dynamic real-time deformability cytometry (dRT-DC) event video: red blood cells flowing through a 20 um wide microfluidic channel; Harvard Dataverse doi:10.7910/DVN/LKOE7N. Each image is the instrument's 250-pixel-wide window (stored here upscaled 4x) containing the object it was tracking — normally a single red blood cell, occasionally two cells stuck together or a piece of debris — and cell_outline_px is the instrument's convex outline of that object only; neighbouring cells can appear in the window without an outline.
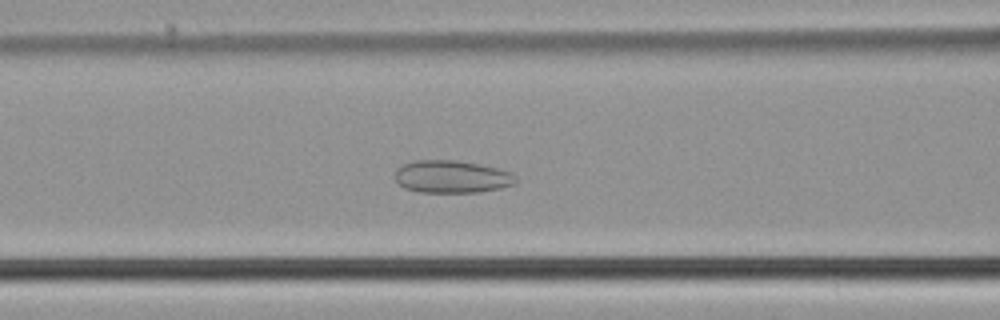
{"species": "common noctule bat (a hibernating species)", "species_latin": "Nyctalus noctula", "temperature_condition": "cold", "stored_images_in_passage": 56, "camera_frame_rate_fps": 3000, "um_per_image_px": 0.085, "animal": {"sex": "male", "body_mass_g": 21.5, "forearm_length_mm": 52.0}, "frame": {"image": 1, "passage_image": 24, "time_ms": 7.667, "image_size_px": [1000, 320], "cell_outline_px": [[516, 184], [500, 188], [480, 192], [420, 192], [404, 188], [396, 180], [396, 168], [412, 160], [456, 160], [496, 168], [512, 172], [516, 176]], "centroid_in_image_um": [38.4, 15.02], "position_along_channel_um": 128.2, "area_um2": 22.89}}
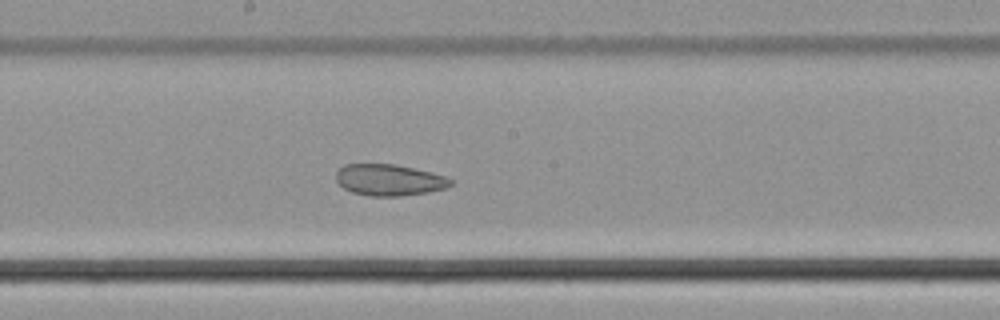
{"frame": {"image": 2, "passage_image": 31, "time_ms": 10.0, "image_size_px": [1000, 320], "cell_outline_px": [[456, 184], [444, 188], [428, 192], [400, 196], [368, 196], [352, 192], [344, 188], [336, 180], [336, 172], [344, 164], [396, 164], [432, 172], [456, 180]], "centroid_in_image_um": [33.12, 15.29], "position_along_channel_um": 215.1, "area_um2": 21.15}}
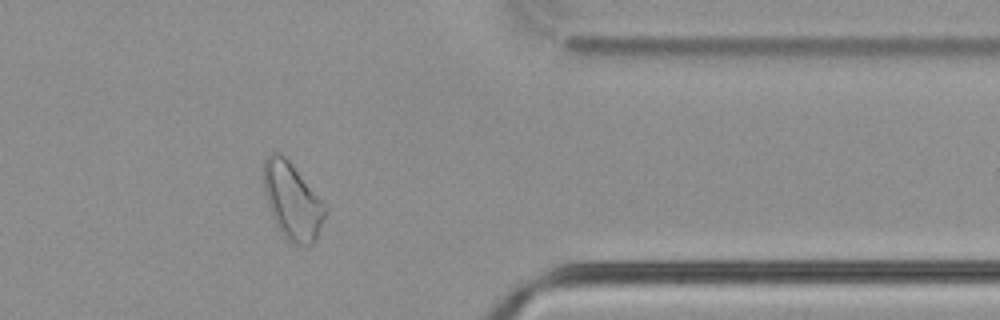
{"frame": {"image": 3, "passage_image": 46, "time_ms": 15.0, "image_size_px": [1000, 320], "cell_outline_px": [[328, 212], [316, 240], [308, 248], [296, 244], [284, 236], [276, 228], [264, 192], [260, 172], [264, 156], [272, 152], [280, 152], [288, 160], [328, 208]], "centroid_in_image_um": [24.81, 17.08], "position_along_channel_um": 386.6, "area_um2": 28.09}, "authors_computed_cell_mechanics": {"area_um2": 28.7555, "velocity_mm_per_s": 3.7347, "shape_relaxation_time_tau1_ms": null, "shape_relaxation_time_tau2_ms": 2.6551, "deformation_change_tau1": null, "deformation_change_tau2": 0.0679}}